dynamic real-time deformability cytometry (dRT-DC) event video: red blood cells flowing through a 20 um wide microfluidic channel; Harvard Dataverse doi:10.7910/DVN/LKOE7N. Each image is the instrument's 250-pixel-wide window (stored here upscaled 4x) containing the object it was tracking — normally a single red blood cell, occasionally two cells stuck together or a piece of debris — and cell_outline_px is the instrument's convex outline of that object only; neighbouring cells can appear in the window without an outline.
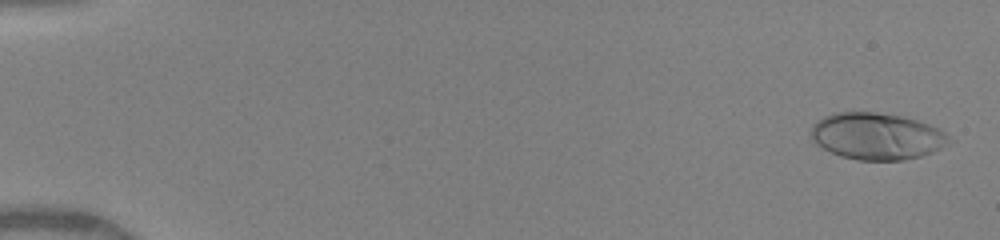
{"species": "human", "species_latin": "Homo sapiens", "temperature_condition": "warm", "stored_images_in_passage": 50, "camera_frame_rate_fps": 3000, "um_per_image_px": 0.085, "donor": {"sex": "female"}, "frame": {"image": 1, "passage_image": 2, "time_ms": 0.333, "image_size_px": [1000, 240], "cell_outline_px": [[956, 140], [932, 152], [920, 156], [904, 160], [856, 160], [840, 156], [816, 144], [812, 140], [808, 132], [812, 124], [816, 120], [832, 112], [876, 112], [900, 116], [916, 120], [928, 124], [944, 132]], "centroid_in_image_um": [74.49, 11.57], "position_along_channel_um": 10.5, "area_um2": 37.92}}
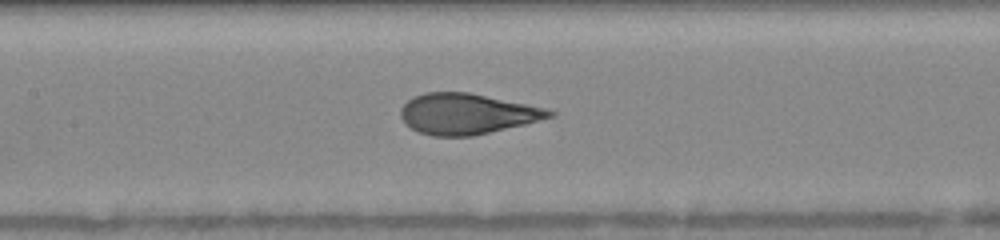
{"frame": {"image": 2, "passage_image": 25, "time_ms": 8.0, "image_size_px": [1000, 240], "cell_outline_px": [[556, 116], [524, 124], [472, 136], [432, 136], [416, 132], [404, 124], [400, 116], [400, 108], [412, 96], [424, 92], [468, 92], [544, 108], [556, 112]], "centroid_in_image_um": [39.62, 9.68], "position_along_channel_um": 167.8, "area_um2": 35.26}}
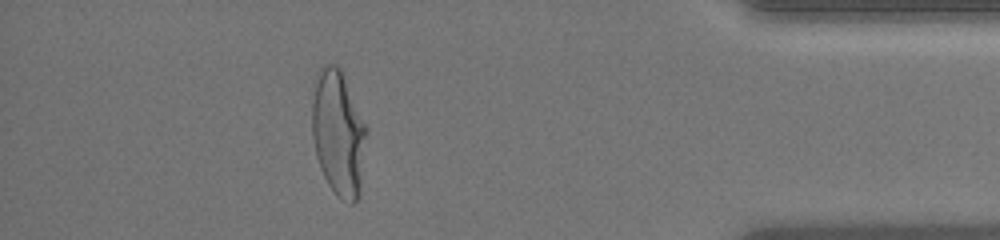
{"frame": {"image": 3, "passage_image": 45, "time_ms": 14.667, "image_size_px": [1000, 240], "cell_outline_px": [[368, 132], [360, 196], [352, 204], [348, 204], [336, 196], [328, 184], [320, 168], [316, 156], [312, 136], [312, 100], [316, 72], [320, 64], [336, 64], [340, 68], [368, 128]], "centroid_in_image_um": [28.77, 11.33], "position_along_channel_um": 406.4, "area_um2": 40.75}, "authors_computed_cell_mechanics": {"area_um2": 35.7782, "velocity_mm_per_s": 4.1199, "shape_relaxation_time_tau1_ms": 4.1273, "shape_relaxation_time_tau2_ms": null, "deformation_change_tau1": 0.2214, "deformation_change_tau2": null}}